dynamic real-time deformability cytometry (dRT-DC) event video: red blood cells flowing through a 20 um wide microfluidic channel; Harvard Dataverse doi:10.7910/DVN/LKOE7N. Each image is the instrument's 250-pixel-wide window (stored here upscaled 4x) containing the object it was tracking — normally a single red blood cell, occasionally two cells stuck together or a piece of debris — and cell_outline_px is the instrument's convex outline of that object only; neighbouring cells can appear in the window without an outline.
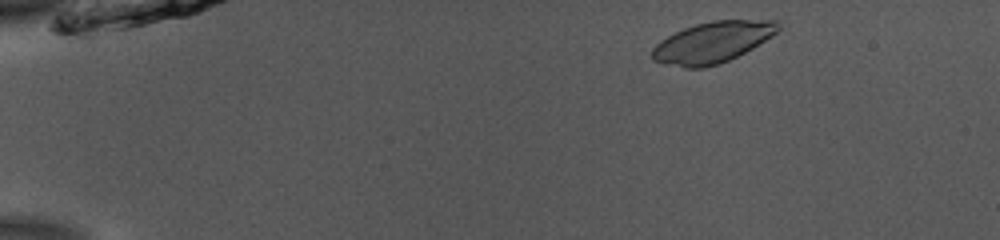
{"species": "common noctule bat (a hibernating species)", "species_latin": "Nyctalus noctula", "temperature_condition": "room temperature", "stored_images_in_passage": 41, "camera_frame_rate_fps": 3000, "um_per_image_px": 0.085, "animal": {"sex": "male", "body_mass_g": 13.0, "forearm_length_mm": 53.1}, "frame": {"image": 1, "passage_image": 2, "time_ms": 0.333, "image_size_px": [1000, 240], "cell_outline_px": [[788, 24], [752, 48], [720, 64], [704, 68], [684, 68], [652, 60], [652, 48], [660, 40], [684, 28], [696, 24], [712, 20], [776, 20]], "centroid_in_image_um": [60.59, 3.58], "position_along_channel_um": 24.4, "area_um2": 30.17}}